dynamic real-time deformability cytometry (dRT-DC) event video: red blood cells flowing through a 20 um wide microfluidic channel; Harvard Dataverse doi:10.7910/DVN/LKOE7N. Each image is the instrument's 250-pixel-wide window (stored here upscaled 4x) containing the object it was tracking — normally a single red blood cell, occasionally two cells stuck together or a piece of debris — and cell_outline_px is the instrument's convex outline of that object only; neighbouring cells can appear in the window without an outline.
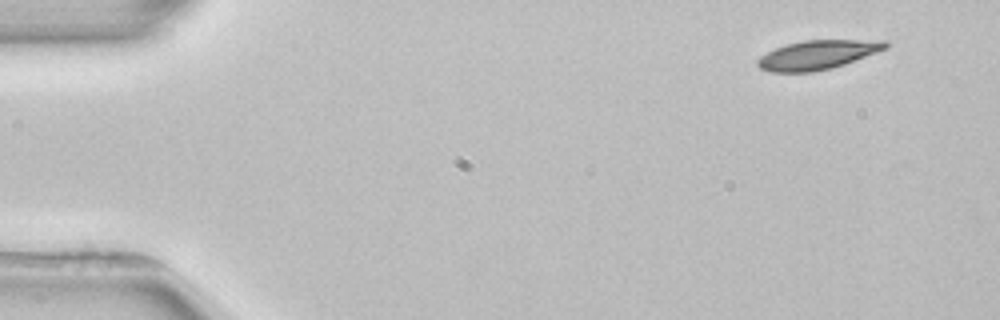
{"species": "common noctule bat (a hibernating species)", "species_latin": "Nyctalus noctula", "temperature_condition": "room temperature", "stored_images_in_passage": 3, "camera_frame_rate_fps": 3000, "um_per_image_px": 0.085, "animal": {"sex": "female", "body_mass_g": 22.7, "forearm_length_mm": 54.2}, "frame": {"image": 1, "passage_image": 1, "time_ms": 0.0, "image_size_px": [1000, 320], "cell_outline_px": [[888, 48], [844, 64], [832, 68], [812, 72], [772, 72], [760, 68], [756, 64], [756, 60], [760, 56], [776, 48], [788, 44], [804, 40], [888, 40]], "centroid_in_image_um": [69.5, 4.66], "position_along_channel_um": 15.5, "area_um2": 21.62}}